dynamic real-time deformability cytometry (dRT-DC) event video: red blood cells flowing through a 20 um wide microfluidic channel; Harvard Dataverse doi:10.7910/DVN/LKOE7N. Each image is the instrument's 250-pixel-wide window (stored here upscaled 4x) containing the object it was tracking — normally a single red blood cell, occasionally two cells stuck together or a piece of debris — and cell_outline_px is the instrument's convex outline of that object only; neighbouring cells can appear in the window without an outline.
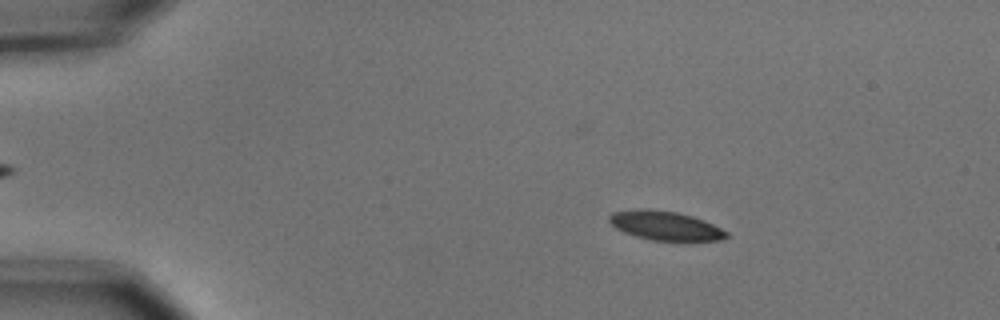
{"species": "common noctule bat (a hibernating species)", "species_latin": "Nyctalus noctula", "temperature_condition": "cold", "stored_images_in_passage": 55, "camera_frame_rate_fps": 3000, "um_per_image_px": 0.085, "animal": {"sex": "male", "body_mass_g": 15.6}, "frame": {"image": 1, "passage_image": 9, "time_ms": 2.667, "image_size_px": [1000, 320], "cell_outline_px": [[728, 236], [720, 240], [652, 240], [636, 236], [624, 232], [616, 228], [608, 220], [608, 216], [612, 212], [640, 208], [648, 208], [676, 212], [692, 216], [704, 220], [728, 232]], "centroid_in_image_um": [56.51, 19.16], "position_along_channel_um": 28.5, "area_um2": 19.71}}
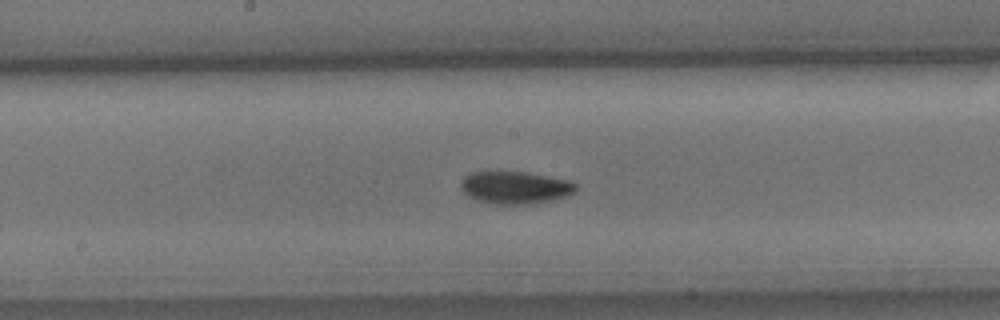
{"frame": {"image": 2, "passage_image": 29, "time_ms": 9.333, "image_size_px": [1000, 320], "cell_outline_px": [[576, 192], [568, 196], [552, 200], [532, 204], [488, 204], [468, 196], [460, 188], [460, 180], [464, 176], [472, 172], [528, 172], [572, 180], [576, 184]], "centroid_in_image_um": [43.81, 15.94], "position_along_channel_um": 204.4, "area_um2": 22.14}}
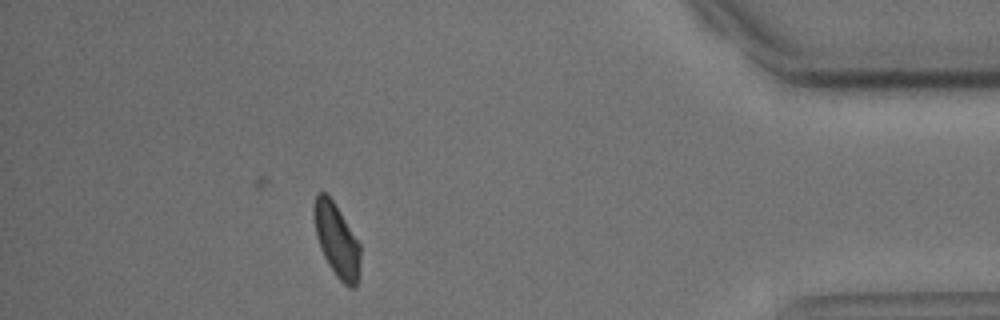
{"frame": {"image": 3, "passage_image": 49, "time_ms": 16.0, "image_size_px": [1000, 320], "cell_outline_px": [[360, 276], [356, 288], [348, 288], [336, 276], [328, 264], [320, 248], [316, 236], [312, 212], [312, 208], [316, 192], [324, 192], [336, 204], [360, 244]], "centroid_in_image_um": [28.62, 20.43], "position_along_channel_um": 406.6, "area_um2": 20.23}, "authors_computed_cell_mechanics": {"area_um2": 20.7502, "velocity_mm_per_s": 3.6608, "shape_relaxation_time_tau1_ms": 2.4976, "shape_relaxation_time_tau2_ms": null, "deformation_change_tau1": 0.0966, "deformation_change_tau2": null}}